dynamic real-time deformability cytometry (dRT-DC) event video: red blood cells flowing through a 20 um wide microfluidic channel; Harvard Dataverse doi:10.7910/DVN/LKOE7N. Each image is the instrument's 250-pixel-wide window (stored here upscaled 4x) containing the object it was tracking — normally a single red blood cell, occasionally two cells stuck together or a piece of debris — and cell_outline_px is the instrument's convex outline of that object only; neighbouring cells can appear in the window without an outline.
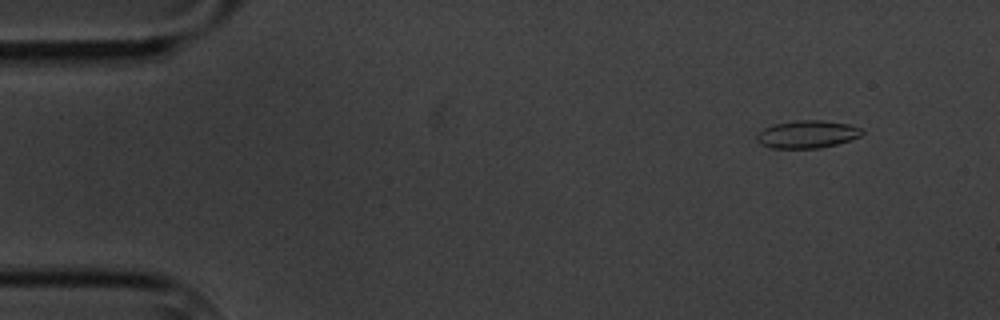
{"species": "common noctule bat (a hibernating species)", "species_latin": "Nyctalus noctula", "temperature_condition": "cold", "stored_images_in_passage": 9, "camera_frame_rate_fps": 3000, "um_per_image_px": 0.085, "animal": {"sex": "male", "body_mass_g": 20.1, "forearm_length_mm": 53.5}, "frame": {"image": 1, "passage_image": 2, "time_ms": 1.333, "image_size_px": [1000, 320], "cell_outline_px": [[864, 132], [860, 136], [836, 144], [820, 148], [772, 148], [760, 144], [756, 140], [756, 136], [764, 128], [772, 124], [796, 120], [820, 120], [848, 124], [864, 128]], "centroid_in_image_um": [68.61, 11.41], "position_along_channel_um": 16.4, "area_um2": 16.99}}
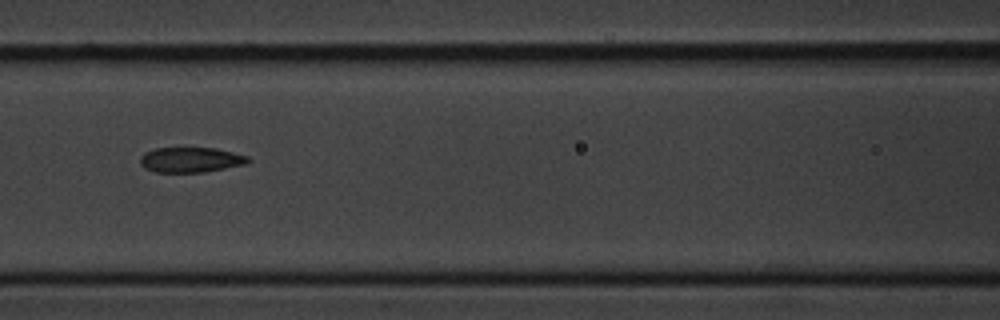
{"frame": {"image": 2, "passage_image": 8, "time_ms": 8.0, "image_size_px": [1000, 320], "cell_outline_px": [[252, 160], [244, 164], [204, 172], [156, 172], [144, 168], [140, 164], [140, 156], [144, 152], [156, 148], [216, 148], [248, 156]], "centroid_in_image_um": [16.18, 13.58], "position_along_channel_um": 150.4, "area_um2": 15.78}}
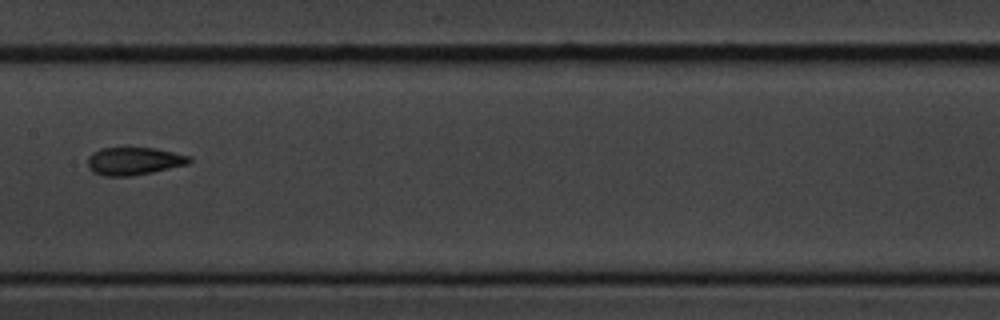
{"frame": {"image": 3, "passage_image": 9, "time_ms": 9.333, "image_size_px": [1000, 320], "cell_outline_px": [[192, 160], [188, 164], [152, 172], [132, 176], [104, 176], [92, 172], [88, 168], [88, 156], [92, 152], [100, 148], [156, 148], [192, 156]], "centroid_in_image_um": [11.38, 13.69], "position_along_channel_um": 196.0, "area_um2": 16.59}}